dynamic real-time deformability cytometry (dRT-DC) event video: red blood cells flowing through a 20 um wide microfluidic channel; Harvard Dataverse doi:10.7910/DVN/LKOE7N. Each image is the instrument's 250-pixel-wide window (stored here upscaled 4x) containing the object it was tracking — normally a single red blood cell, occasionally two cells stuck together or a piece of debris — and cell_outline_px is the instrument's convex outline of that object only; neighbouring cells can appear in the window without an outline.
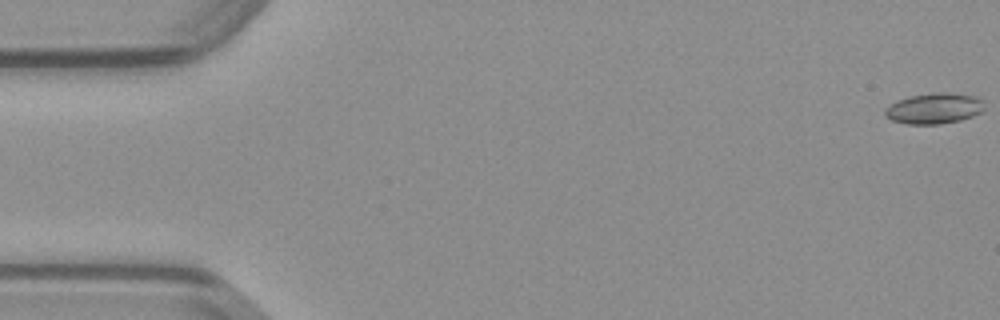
{"species": "common noctule bat (a hibernating species)", "species_latin": "Nyctalus noctula", "temperature_condition": "warm", "stored_images_in_passage": 50, "camera_frame_rate_fps": 3000, "um_per_image_px": 0.085, "animal": {"sex": "male", "body_mass_g": 23.1, "forearm_length_mm": 52.7}, "frame": {"image": 1, "passage_image": 1, "time_ms": 0.0, "image_size_px": [1000, 320], "cell_outline_px": [[984, 108], [980, 112], [972, 116], [960, 120], [940, 124], [908, 124], [892, 120], [884, 116], [884, 108], [896, 100], [912, 96], [932, 92], [948, 92], [976, 96], [980, 100]], "centroid_in_image_um": [79.36, 9.21], "position_along_channel_um": 5.6, "area_um2": 17.8}}
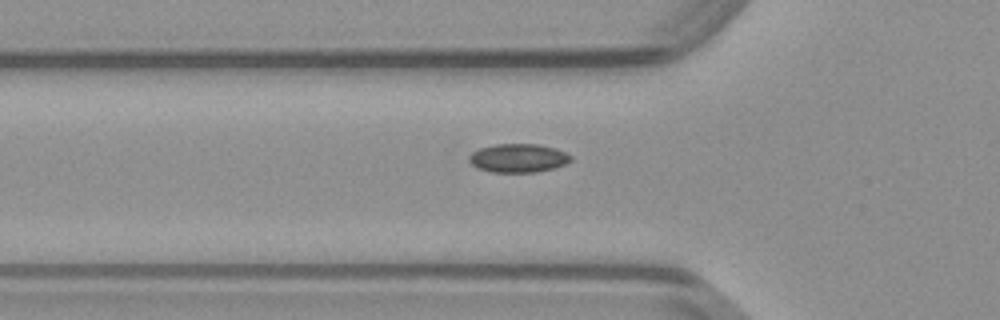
{"frame": {"image": 2, "passage_image": 17, "time_ms": 5.333, "image_size_px": [1000, 320], "cell_outline_px": [[572, 160], [564, 164], [552, 168], [536, 172], [492, 172], [476, 168], [468, 160], [468, 156], [472, 152], [480, 148], [496, 144], [536, 144], [556, 148], [572, 156]], "centroid_in_image_um": [44.02, 13.43], "position_along_channel_um": 81.8, "area_um2": 16.94}}
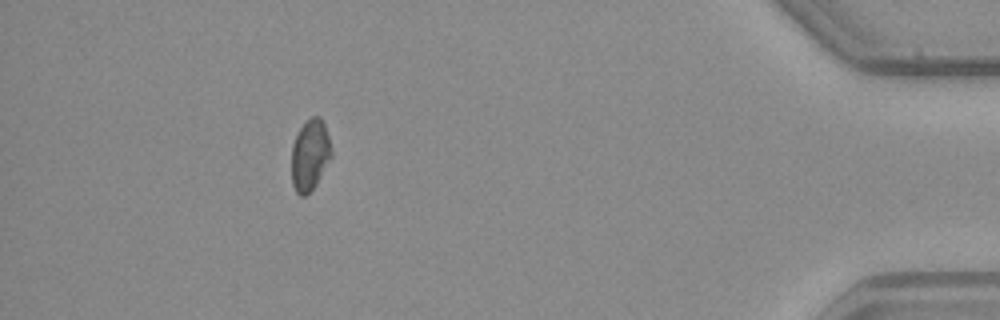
{"frame": {"image": 3, "passage_image": 45, "time_ms": 14.667, "image_size_px": [1000, 320], "cell_outline_px": [[332, 156], [316, 184], [304, 196], [300, 196], [296, 192], [292, 184], [292, 144], [300, 128], [312, 116], [320, 116], [324, 124], [328, 136], [332, 152]], "centroid_in_image_um": [26.34, 13.18], "position_along_channel_um": 408.9, "area_um2": 16.3}}